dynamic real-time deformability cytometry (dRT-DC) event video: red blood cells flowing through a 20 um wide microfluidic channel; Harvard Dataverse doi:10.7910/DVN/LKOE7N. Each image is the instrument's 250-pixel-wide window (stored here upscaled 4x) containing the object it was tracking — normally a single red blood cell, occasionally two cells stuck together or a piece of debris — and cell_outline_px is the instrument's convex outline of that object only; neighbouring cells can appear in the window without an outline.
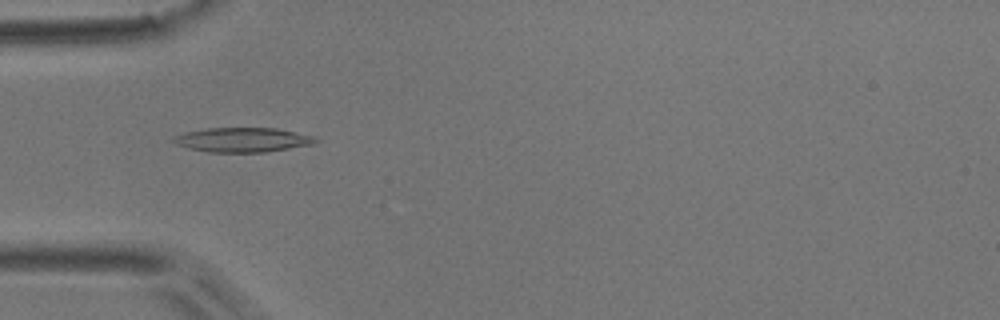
{"species": "common noctule bat (a hibernating species)", "species_latin": "Nyctalus noctula", "temperature_condition": "room temperature", "stored_images_in_passage": 5, "camera_frame_rate_fps": 3000, "um_per_image_px": 0.085, "animal": {"sex": "male", "body_mass_g": 17.9}, "frame": {"image": 1, "passage_image": 4, "time_ms": 3.333, "image_size_px": [1000, 320], "cell_outline_px": [[320, 140], [312, 144], [264, 152], [208, 152], [176, 144], [172, 140], [176, 136], [188, 132], [208, 128], [276, 128], [316, 136]], "centroid_in_image_um": [20.69, 11.88], "position_along_channel_um": 64.3, "area_um2": 19.94}}
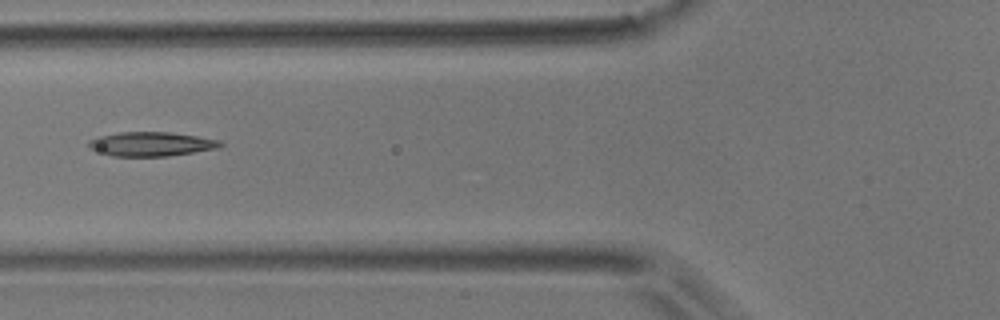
{"frame": {"image": 2, "passage_image": 5, "time_ms": 4.667, "image_size_px": [1000, 320], "cell_outline_px": [[224, 144], [220, 148], [168, 156], [112, 156], [88, 148], [88, 140], [100, 136], [120, 132], [172, 132], [220, 140]], "centroid_in_image_um": [12.87, 12.24], "position_along_channel_um": 112.9, "area_um2": 18.61}}